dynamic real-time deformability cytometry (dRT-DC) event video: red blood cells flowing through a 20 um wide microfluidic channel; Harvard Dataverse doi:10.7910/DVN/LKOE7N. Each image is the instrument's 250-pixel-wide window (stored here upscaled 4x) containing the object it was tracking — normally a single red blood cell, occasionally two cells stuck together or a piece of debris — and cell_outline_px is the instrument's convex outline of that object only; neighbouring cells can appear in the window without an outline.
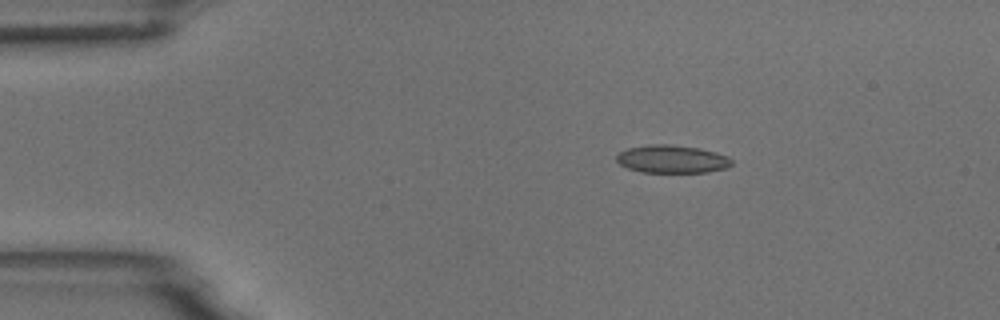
{"species": "common noctule bat (a hibernating species)", "species_latin": "Nyctalus noctula", "temperature_condition": "room temperature", "stored_images_in_passage": 46, "camera_frame_rate_fps": 3000, "um_per_image_px": 0.085, "animal": {"sex": "male", "body_mass_g": 18.8}, "frame": {"image": 1, "passage_image": 1, "time_ms": 0.0, "image_size_px": [1000, 320], "cell_outline_px": [[732, 164], [728, 168], [708, 172], [640, 172], [628, 168], [620, 164], [616, 160], [616, 156], [620, 152], [628, 148], [648, 144], [668, 144], [700, 148], [716, 152], [728, 156], [732, 160]], "centroid_in_image_um": [57.14, 13.52], "position_along_channel_um": 27.9, "area_um2": 18.84}}
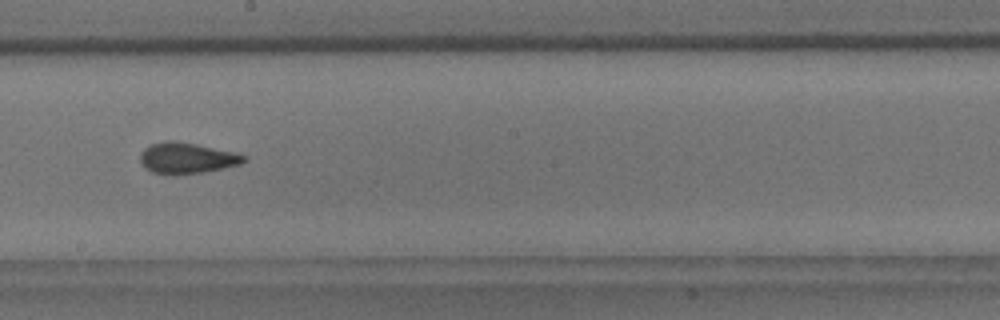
{"frame": {"image": 2, "passage_image": 22, "time_ms": 7.0, "image_size_px": [1000, 320], "cell_outline_px": [[248, 160], [240, 164], [204, 172], [152, 172], [144, 168], [140, 160], [140, 156], [144, 148], [152, 144], [168, 140], [176, 140], [196, 144], [232, 152], [244, 156]], "centroid_in_image_um": [15.87, 13.4], "position_along_channel_um": 232.3, "area_um2": 17.98}}
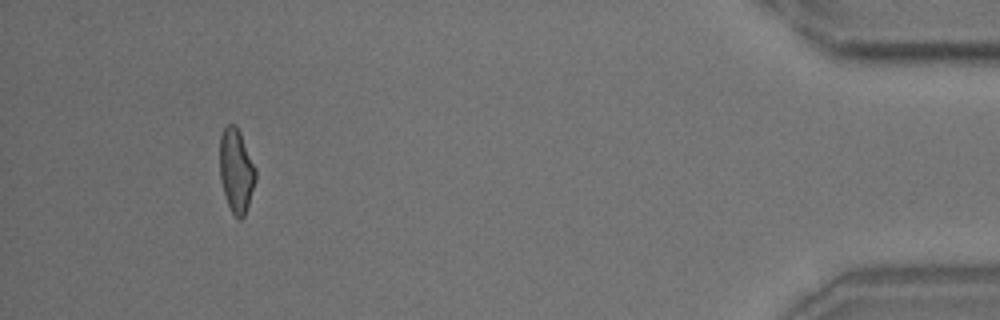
{"frame": {"image": 3, "passage_image": 42, "time_ms": 13.667, "image_size_px": [1000, 320], "cell_outline_px": [[256, 180], [244, 216], [240, 220], [232, 212], [228, 204], [220, 180], [220, 136], [224, 128], [228, 124], [236, 124], [240, 132], [256, 168]], "centroid_in_image_um": [20.08, 14.47], "position_along_channel_um": 415.1, "area_um2": 17.4}, "authors_computed_cell_mechanics": {"area_um2": 18.0625, "velocity_mm_per_s": 3.7361, "shape_relaxation_time_tau1_ms": 6.7272, "shape_relaxation_time_tau2_ms": 2.3547, "deformation_change_tau1": 0.1307, "deformation_change_tau2": 0.0708}}